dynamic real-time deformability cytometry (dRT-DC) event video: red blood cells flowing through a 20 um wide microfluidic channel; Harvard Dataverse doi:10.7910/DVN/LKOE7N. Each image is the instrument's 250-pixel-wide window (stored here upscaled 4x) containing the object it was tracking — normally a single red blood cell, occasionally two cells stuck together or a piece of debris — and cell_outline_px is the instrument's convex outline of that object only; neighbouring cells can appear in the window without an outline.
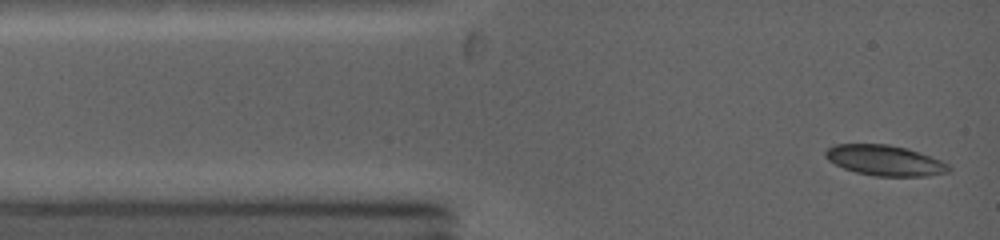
{"species": "common noctule bat (a hibernating species)", "species_latin": "Nyctalus noctula", "temperature_condition": "warm", "stored_images_in_passage": 36, "camera_frame_rate_fps": 5000, "um_per_image_px": 0.085, "animal": {"sex": "female", "body_mass_g": 19.0, "forearm_length_mm": 53.3}, "frame": {"image": 1, "passage_image": 1, "time_ms": 0.0, "image_size_px": [1000, 240], "cell_outline_px": [[952, 168], [948, 172], [924, 176], [876, 176], [856, 172], [844, 168], [828, 160], [824, 156], [824, 152], [832, 144], [888, 144], [908, 148], [920, 152], [940, 160], [948, 164]], "centroid_in_image_um": [75.2, 13.62], "position_along_channel_um": 9.8, "area_um2": 21.91}}
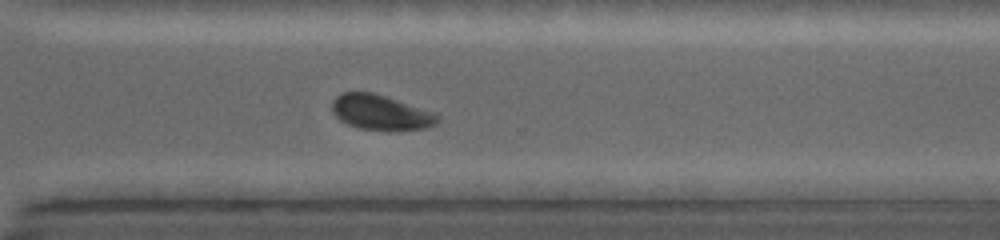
{"frame": {"image": 2, "passage_image": 25, "time_ms": 8.8, "image_size_px": [1000, 240], "cell_outline_px": [[440, 120], [436, 124], [428, 128], [360, 128], [348, 124], [340, 120], [332, 112], [332, 100], [336, 96], [344, 92], [372, 92], [436, 112], [440, 116]], "centroid_in_image_um": [32.37, 9.51], "position_along_channel_um": 338.2, "area_um2": 21.04}}
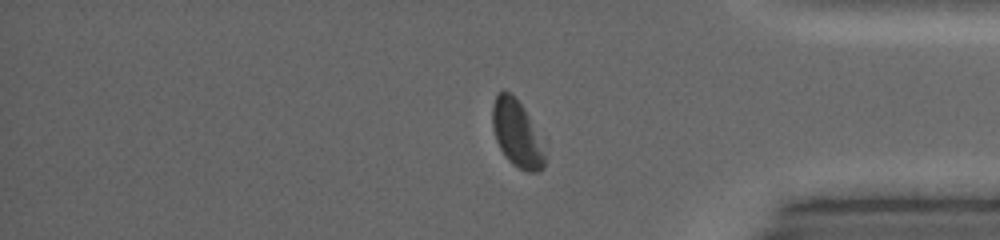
{"frame": {"image": 3, "passage_image": 30, "time_ms": 10.4, "image_size_px": [1000, 240], "cell_outline_px": [[544, 168], [540, 172], [528, 172], [512, 164], [504, 156], [496, 140], [492, 128], [492, 104], [496, 96], [504, 88], [524, 108], [528, 116], [544, 156]], "centroid_in_image_um": [43.86, 11.37], "position_along_channel_um": 391.3, "area_um2": 19.59}, "authors_computed_cell_mechanics": {"area_um2": 21.9351, "velocity_mm_per_s": 4.2743, "shape_relaxation_time_tau1_ms": 3.0879, "shape_relaxation_time_tau2_ms": 6.3469, "deformation_change_tau1": 0.1328, "deformation_change_tau2": 0.0538}}